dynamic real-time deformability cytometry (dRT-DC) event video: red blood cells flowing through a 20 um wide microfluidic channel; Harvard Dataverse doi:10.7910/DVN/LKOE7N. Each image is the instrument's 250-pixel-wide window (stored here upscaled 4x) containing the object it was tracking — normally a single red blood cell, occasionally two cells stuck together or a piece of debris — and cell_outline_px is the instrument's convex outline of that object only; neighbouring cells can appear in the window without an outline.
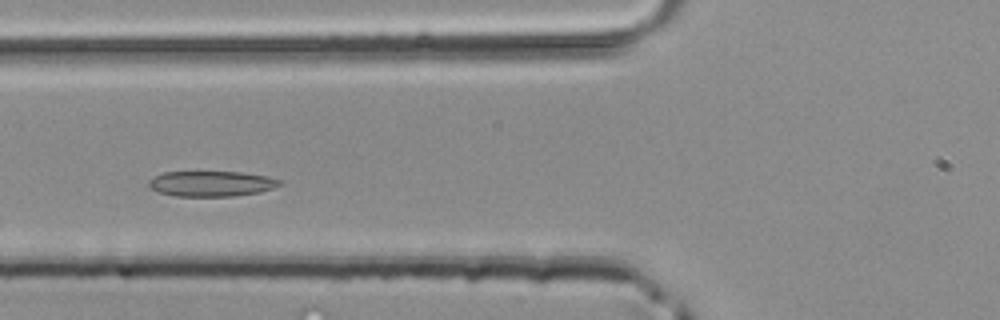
{"species": "common noctule bat (a hibernating species)", "species_latin": "Nyctalus noctula", "temperature_condition": "room temperature", "stored_images_in_passage": 40, "camera_frame_rate_fps": 3000, "um_per_image_px": 0.085, "animal": {"sex": "male", "body_mass_g": 20.4}, "frame": {"image": 1, "passage_image": 11, "time_ms": 3.333, "image_size_px": [1000, 320], "cell_outline_px": [[284, 184], [260, 192], [232, 196], [176, 196], [160, 192], [148, 188], [148, 180], [164, 172], [244, 172], [268, 176], [280, 180]], "centroid_in_image_um": [17.98, 15.61], "position_along_channel_um": 107.8, "area_um2": 19.42}}
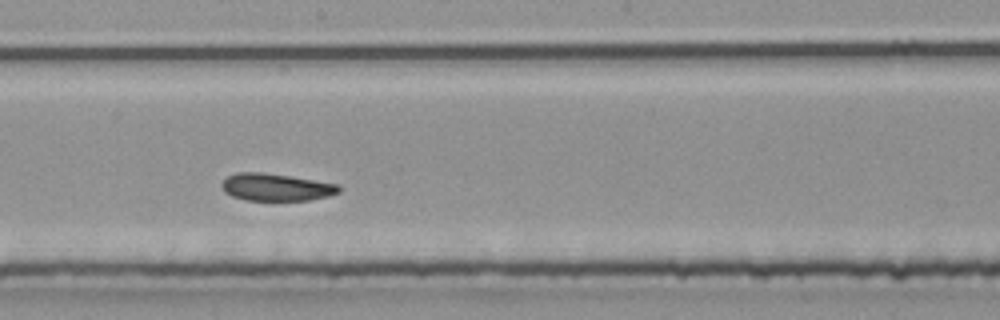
{"frame": {"image": 2, "passage_image": 19, "time_ms": 6.0, "image_size_px": [1000, 320], "cell_outline_px": [[340, 192], [328, 196], [308, 200], [244, 200], [232, 196], [224, 192], [220, 188], [220, 184], [228, 176], [236, 172], [264, 172], [336, 184], [340, 188]], "centroid_in_image_um": [23.39, 15.91], "position_along_channel_um": 224.8, "area_um2": 18.55}}
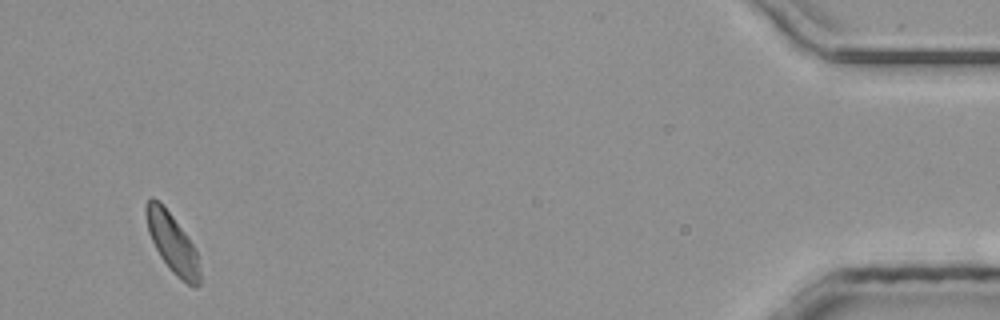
{"frame": {"image": 3, "passage_image": 38, "time_ms": 12.333, "image_size_px": [1000, 320], "cell_outline_px": [[200, 284], [196, 288], [192, 288], [180, 280], [172, 272], [160, 256], [148, 232], [144, 212], [144, 204], [152, 196], [160, 200], [188, 236], [196, 252], [200, 272]], "centroid_in_image_um": [14.63, 20.64], "position_along_channel_um": 420.6, "area_um2": 18.84}}